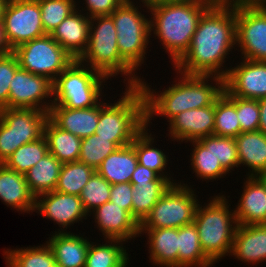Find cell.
<instances>
[{"label": "cell", "instance_id": "6da1fadb", "mask_svg": "<svg viewBox=\"0 0 266 267\" xmlns=\"http://www.w3.org/2000/svg\"><path fill=\"white\" fill-rule=\"evenodd\" d=\"M235 47L236 3H221L203 13L187 52L173 68L189 75L225 78L229 71L225 58Z\"/></svg>", "mask_w": 266, "mask_h": 267}, {"label": "cell", "instance_id": "7a4b0ae2", "mask_svg": "<svg viewBox=\"0 0 266 267\" xmlns=\"http://www.w3.org/2000/svg\"><path fill=\"white\" fill-rule=\"evenodd\" d=\"M176 72L181 76L176 78L178 82L175 80V84L159 92L156 88L152 89L142 77L139 87L145 99L146 127L150 126L154 116L160 115L169 122L183 111L213 105L224 91V78L222 77Z\"/></svg>", "mask_w": 266, "mask_h": 267}, {"label": "cell", "instance_id": "3957f363", "mask_svg": "<svg viewBox=\"0 0 266 267\" xmlns=\"http://www.w3.org/2000/svg\"><path fill=\"white\" fill-rule=\"evenodd\" d=\"M210 7L161 1L146 10L150 14V30L159 39L174 66L187 52L203 13Z\"/></svg>", "mask_w": 266, "mask_h": 267}, {"label": "cell", "instance_id": "277c9868", "mask_svg": "<svg viewBox=\"0 0 266 267\" xmlns=\"http://www.w3.org/2000/svg\"><path fill=\"white\" fill-rule=\"evenodd\" d=\"M100 101L96 135L109 138L118 148L132 144L145 127V99L139 86H126L114 103ZM104 101V102H103Z\"/></svg>", "mask_w": 266, "mask_h": 267}, {"label": "cell", "instance_id": "5b68a950", "mask_svg": "<svg viewBox=\"0 0 266 267\" xmlns=\"http://www.w3.org/2000/svg\"><path fill=\"white\" fill-rule=\"evenodd\" d=\"M222 194L209 197L211 200L203 206L199 202L193 221L202 250L214 265L226 255L230 256L238 225L235 211L229 208L225 193Z\"/></svg>", "mask_w": 266, "mask_h": 267}, {"label": "cell", "instance_id": "8992f818", "mask_svg": "<svg viewBox=\"0 0 266 267\" xmlns=\"http://www.w3.org/2000/svg\"><path fill=\"white\" fill-rule=\"evenodd\" d=\"M78 60L110 80L120 74L124 76L123 83L127 81L126 86L140 85L141 78L137 72L119 55L117 31L111 15L91 18L88 46Z\"/></svg>", "mask_w": 266, "mask_h": 267}, {"label": "cell", "instance_id": "52a82bcc", "mask_svg": "<svg viewBox=\"0 0 266 267\" xmlns=\"http://www.w3.org/2000/svg\"><path fill=\"white\" fill-rule=\"evenodd\" d=\"M109 78L78 59L53 81V104L70 109L96 106L106 94L102 90ZM104 83V84H103Z\"/></svg>", "mask_w": 266, "mask_h": 267}, {"label": "cell", "instance_id": "ba28073f", "mask_svg": "<svg viewBox=\"0 0 266 267\" xmlns=\"http://www.w3.org/2000/svg\"><path fill=\"white\" fill-rule=\"evenodd\" d=\"M137 3L122 2L111 14L117 31L119 55L135 72L145 63L147 46L151 42L150 38H153L150 17L147 18V15L139 11L142 10L141 3Z\"/></svg>", "mask_w": 266, "mask_h": 267}, {"label": "cell", "instance_id": "9c48e42d", "mask_svg": "<svg viewBox=\"0 0 266 267\" xmlns=\"http://www.w3.org/2000/svg\"><path fill=\"white\" fill-rule=\"evenodd\" d=\"M179 181L161 196L140 223V229L180 228L193 223L199 204L198 195L191 185Z\"/></svg>", "mask_w": 266, "mask_h": 267}, {"label": "cell", "instance_id": "30bf717a", "mask_svg": "<svg viewBox=\"0 0 266 267\" xmlns=\"http://www.w3.org/2000/svg\"><path fill=\"white\" fill-rule=\"evenodd\" d=\"M49 113L37 109H0V164L20 146L44 136Z\"/></svg>", "mask_w": 266, "mask_h": 267}, {"label": "cell", "instance_id": "8fae6325", "mask_svg": "<svg viewBox=\"0 0 266 267\" xmlns=\"http://www.w3.org/2000/svg\"><path fill=\"white\" fill-rule=\"evenodd\" d=\"M19 66L52 82L73 62V58L52 38L43 37L23 43L13 50Z\"/></svg>", "mask_w": 266, "mask_h": 267}, {"label": "cell", "instance_id": "7c38bea8", "mask_svg": "<svg viewBox=\"0 0 266 267\" xmlns=\"http://www.w3.org/2000/svg\"><path fill=\"white\" fill-rule=\"evenodd\" d=\"M236 46L242 59L266 62V2L236 3Z\"/></svg>", "mask_w": 266, "mask_h": 267}, {"label": "cell", "instance_id": "4fadbf2b", "mask_svg": "<svg viewBox=\"0 0 266 267\" xmlns=\"http://www.w3.org/2000/svg\"><path fill=\"white\" fill-rule=\"evenodd\" d=\"M2 25L12 51L23 43L46 35L38 0H8Z\"/></svg>", "mask_w": 266, "mask_h": 267}, {"label": "cell", "instance_id": "5bb4252c", "mask_svg": "<svg viewBox=\"0 0 266 267\" xmlns=\"http://www.w3.org/2000/svg\"><path fill=\"white\" fill-rule=\"evenodd\" d=\"M52 85L47 77L19 67L10 82L8 108L37 109L49 113L53 104Z\"/></svg>", "mask_w": 266, "mask_h": 267}, {"label": "cell", "instance_id": "9a60e30c", "mask_svg": "<svg viewBox=\"0 0 266 267\" xmlns=\"http://www.w3.org/2000/svg\"><path fill=\"white\" fill-rule=\"evenodd\" d=\"M34 212L58 224L60 229L55 232L60 233L67 232L66 229L71 225L79 221L83 223V219L86 220L89 217L80 196L63 194L56 190L36 196Z\"/></svg>", "mask_w": 266, "mask_h": 267}, {"label": "cell", "instance_id": "2e32d148", "mask_svg": "<svg viewBox=\"0 0 266 267\" xmlns=\"http://www.w3.org/2000/svg\"><path fill=\"white\" fill-rule=\"evenodd\" d=\"M229 66L224 78V90L230 95L245 99L266 98V62L241 59ZM238 64V65H237Z\"/></svg>", "mask_w": 266, "mask_h": 267}, {"label": "cell", "instance_id": "e0dca14e", "mask_svg": "<svg viewBox=\"0 0 266 267\" xmlns=\"http://www.w3.org/2000/svg\"><path fill=\"white\" fill-rule=\"evenodd\" d=\"M88 215H93L96 228L102 232L104 240H121L126 243L140 236V224L137 220L111 201L97 207Z\"/></svg>", "mask_w": 266, "mask_h": 267}, {"label": "cell", "instance_id": "ac0fdd59", "mask_svg": "<svg viewBox=\"0 0 266 267\" xmlns=\"http://www.w3.org/2000/svg\"><path fill=\"white\" fill-rule=\"evenodd\" d=\"M215 118V103L198 109H190L177 114L169 121L167 134L172 141L179 144L199 140L213 135ZM181 140V141H180Z\"/></svg>", "mask_w": 266, "mask_h": 267}, {"label": "cell", "instance_id": "d6986e66", "mask_svg": "<svg viewBox=\"0 0 266 267\" xmlns=\"http://www.w3.org/2000/svg\"><path fill=\"white\" fill-rule=\"evenodd\" d=\"M77 8L54 30L52 38L75 60L85 52L89 42L91 18Z\"/></svg>", "mask_w": 266, "mask_h": 267}, {"label": "cell", "instance_id": "ffe728a7", "mask_svg": "<svg viewBox=\"0 0 266 267\" xmlns=\"http://www.w3.org/2000/svg\"><path fill=\"white\" fill-rule=\"evenodd\" d=\"M100 114V102L94 107L70 109L52 105L49 119L60 129L70 132L80 139L95 134Z\"/></svg>", "mask_w": 266, "mask_h": 267}, {"label": "cell", "instance_id": "44dd1931", "mask_svg": "<svg viewBox=\"0 0 266 267\" xmlns=\"http://www.w3.org/2000/svg\"><path fill=\"white\" fill-rule=\"evenodd\" d=\"M244 179L242 194L235 211L238 225L266 224V190L264 185L255 177Z\"/></svg>", "mask_w": 266, "mask_h": 267}, {"label": "cell", "instance_id": "7402d4cb", "mask_svg": "<svg viewBox=\"0 0 266 267\" xmlns=\"http://www.w3.org/2000/svg\"><path fill=\"white\" fill-rule=\"evenodd\" d=\"M230 255L250 265L266 261V224L237 225Z\"/></svg>", "mask_w": 266, "mask_h": 267}, {"label": "cell", "instance_id": "603a6c76", "mask_svg": "<svg viewBox=\"0 0 266 267\" xmlns=\"http://www.w3.org/2000/svg\"><path fill=\"white\" fill-rule=\"evenodd\" d=\"M0 199L11 209L33 213L35 196L30 192L25 175L0 164Z\"/></svg>", "mask_w": 266, "mask_h": 267}, {"label": "cell", "instance_id": "cb8c5ba5", "mask_svg": "<svg viewBox=\"0 0 266 267\" xmlns=\"http://www.w3.org/2000/svg\"><path fill=\"white\" fill-rule=\"evenodd\" d=\"M83 236L70 231L52 232L46 242L53 251L57 267H85L90 241Z\"/></svg>", "mask_w": 266, "mask_h": 267}, {"label": "cell", "instance_id": "d4e9b609", "mask_svg": "<svg viewBox=\"0 0 266 267\" xmlns=\"http://www.w3.org/2000/svg\"><path fill=\"white\" fill-rule=\"evenodd\" d=\"M146 235L149 262L159 267H178V228L140 229Z\"/></svg>", "mask_w": 266, "mask_h": 267}, {"label": "cell", "instance_id": "484cf974", "mask_svg": "<svg viewBox=\"0 0 266 267\" xmlns=\"http://www.w3.org/2000/svg\"><path fill=\"white\" fill-rule=\"evenodd\" d=\"M239 167L249 170L245 176L266 173V134L262 131L240 133L235 137Z\"/></svg>", "mask_w": 266, "mask_h": 267}, {"label": "cell", "instance_id": "4316f807", "mask_svg": "<svg viewBox=\"0 0 266 267\" xmlns=\"http://www.w3.org/2000/svg\"><path fill=\"white\" fill-rule=\"evenodd\" d=\"M137 165L138 157L135 149L131 144H128L117 148L107 156L96 171L111 185L130 183Z\"/></svg>", "mask_w": 266, "mask_h": 267}, {"label": "cell", "instance_id": "83f0119b", "mask_svg": "<svg viewBox=\"0 0 266 267\" xmlns=\"http://www.w3.org/2000/svg\"><path fill=\"white\" fill-rule=\"evenodd\" d=\"M191 142L194 148L190 153V165L193 173L197 179L216 181V179L224 178L229 173L222 167L219 160L213 156L212 153V135L202 137L199 140H192Z\"/></svg>", "mask_w": 266, "mask_h": 267}, {"label": "cell", "instance_id": "f1b7e54d", "mask_svg": "<svg viewBox=\"0 0 266 267\" xmlns=\"http://www.w3.org/2000/svg\"><path fill=\"white\" fill-rule=\"evenodd\" d=\"M149 132V133H148ZM148 127H144L134 138L132 146L138 157V163L155 171L159 176L165 177L172 185L179 183L166 172L169 157L161 149L154 147L155 137ZM165 171V172H164ZM167 174V175H165Z\"/></svg>", "mask_w": 266, "mask_h": 267}, {"label": "cell", "instance_id": "f546056e", "mask_svg": "<svg viewBox=\"0 0 266 267\" xmlns=\"http://www.w3.org/2000/svg\"><path fill=\"white\" fill-rule=\"evenodd\" d=\"M204 254L194 223L178 228V267H212Z\"/></svg>", "mask_w": 266, "mask_h": 267}, {"label": "cell", "instance_id": "4dcf8cb0", "mask_svg": "<svg viewBox=\"0 0 266 267\" xmlns=\"http://www.w3.org/2000/svg\"><path fill=\"white\" fill-rule=\"evenodd\" d=\"M62 163L51 153L46 154L24 175L30 192L36 197L55 190Z\"/></svg>", "mask_w": 266, "mask_h": 267}, {"label": "cell", "instance_id": "1f68e13d", "mask_svg": "<svg viewBox=\"0 0 266 267\" xmlns=\"http://www.w3.org/2000/svg\"><path fill=\"white\" fill-rule=\"evenodd\" d=\"M48 150L62 164L78 161L81 141L79 137L57 127L50 119L44 127Z\"/></svg>", "mask_w": 266, "mask_h": 267}, {"label": "cell", "instance_id": "d6a6232c", "mask_svg": "<svg viewBox=\"0 0 266 267\" xmlns=\"http://www.w3.org/2000/svg\"><path fill=\"white\" fill-rule=\"evenodd\" d=\"M105 241V244L90 241L85 267H127L131 264L124 241Z\"/></svg>", "mask_w": 266, "mask_h": 267}, {"label": "cell", "instance_id": "836d02e7", "mask_svg": "<svg viewBox=\"0 0 266 267\" xmlns=\"http://www.w3.org/2000/svg\"><path fill=\"white\" fill-rule=\"evenodd\" d=\"M132 184V216L140 224L172 185L168 180Z\"/></svg>", "mask_w": 266, "mask_h": 267}, {"label": "cell", "instance_id": "e575fe53", "mask_svg": "<svg viewBox=\"0 0 266 267\" xmlns=\"http://www.w3.org/2000/svg\"><path fill=\"white\" fill-rule=\"evenodd\" d=\"M3 252L7 267H57L47 242L41 246L6 249Z\"/></svg>", "mask_w": 266, "mask_h": 267}, {"label": "cell", "instance_id": "d590c367", "mask_svg": "<svg viewBox=\"0 0 266 267\" xmlns=\"http://www.w3.org/2000/svg\"><path fill=\"white\" fill-rule=\"evenodd\" d=\"M96 170L79 161L63 163L55 190L63 194L80 196L83 187Z\"/></svg>", "mask_w": 266, "mask_h": 267}, {"label": "cell", "instance_id": "8d00e7d4", "mask_svg": "<svg viewBox=\"0 0 266 267\" xmlns=\"http://www.w3.org/2000/svg\"><path fill=\"white\" fill-rule=\"evenodd\" d=\"M49 153L46 137L26 143L16 149L3 163L7 168L25 174Z\"/></svg>", "mask_w": 266, "mask_h": 267}, {"label": "cell", "instance_id": "74e56055", "mask_svg": "<svg viewBox=\"0 0 266 267\" xmlns=\"http://www.w3.org/2000/svg\"><path fill=\"white\" fill-rule=\"evenodd\" d=\"M240 133L236 106L222 93L215 102L213 135L235 138Z\"/></svg>", "mask_w": 266, "mask_h": 267}, {"label": "cell", "instance_id": "f35d334b", "mask_svg": "<svg viewBox=\"0 0 266 267\" xmlns=\"http://www.w3.org/2000/svg\"><path fill=\"white\" fill-rule=\"evenodd\" d=\"M117 148L109 138L92 134L82 139L78 161L96 170L102 161Z\"/></svg>", "mask_w": 266, "mask_h": 267}, {"label": "cell", "instance_id": "ab89813d", "mask_svg": "<svg viewBox=\"0 0 266 267\" xmlns=\"http://www.w3.org/2000/svg\"><path fill=\"white\" fill-rule=\"evenodd\" d=\"M77 0H38L45 34L54 30L77 8Z\"/></svg>", "mask_w": 266, "mask_h": 267}, {"label": "cell", "instance_id": "60d3db41", "mask_svg": "<svg viewBox=\"0 0 266 267\" xmlns=\"http://www.w3.org/2000/svg\"><path fill=\"white\" fill-rule=\"evenodd\" d=\"M110 192L111 184L95 171L80 194L85 211L89 214L97 207L110 201Z\"/></svg>", "mask_w": 266, "mask_h": 267}, {"label": "cell", "instance_id": "b9f144b4", "mask_svg": "<svg viewBox=\"0 0 266 267\" xmlns=\"http://www.w3.org/2000/svg\"><path fill=\"white\" fill-rule=\"evenodd\" d=\"M223 94L236 106L241 133L259 130V100L230 96L225 90Z\"/></svg>", "mask_w": 266, "mask_h": 267}, {"label": "cell", "instance_id": "7bdbcfd3", "mask_svg": "<svg viewBox=\"0 0 266 267\" xmlns=\"http://www.w3.org/2000/svg\"><path fill=\"white\" fill-rule=\"evenodd\" d=\"M212 153L228 173L239 167L235 138L212 135Z\"/></svg>", "mask_w": 266, "mask_h": 267}, {"label": "cell", "instance_id": "ee69618b", "mask_svg": "<svg viewBox=\"0 0 266 267\" xmlns=\"http://www.w3.org/2000/svg\"><path fill=\"white\" fill-rule=\"evenodd\" d=\"M19 67L17 56L13 51L0 56V109L8 108L10 82Z\"/></svg>", "mask_w": 266, "mask_h": 267}, {"label": "cell", "instance_id": "f6af8a7d", "mask_svg": "<svg viewBox=\"0 0 266 267\" xmlns=\"http://www.w3.org/2000/svg\"><path fill=\"white\" fill-rule=\"evenodd\" d=\"M85 1V2H84ZM86 7L82 6L85 15L88 17L111 15L117 7L122 3V0H83Z\"/></svg>", "mask_w": 266, "mask_h": 267}, {"label": "cell", "instance_id": "bcb514c9", "mask_svg": "<svg viewBox=\"0 0 266 267\" xmlns=\"http://www.w3.org/2000/svg\"><path fill=\"white\" fill-rule=\"evenodd\" d=\"M110 201L132 215V184L127 182L111 185Z\"/></svg>", "mask_w": 266, "mask_h": 267}, {"label": "cell", "instance_id": "7dc6e473", "mask_svg": "<svg viewBox=\"0 0 266 267\" xmlns=\"http://www.w3.org/2000/svg\"><path fill=\"white\" fill-rule=\"evenodd\" d=\"M154 180H167L165 177L159 176L155 171L144 167L138 163L132 174L130 183H147Z\"/></svg>", "mask_w": 266, "mask_h": 267}, {"label": "cell", "instance_id": "c3c4849f", "mask_svg": "<svg viewBox=\"0 0 266 267\" xmlns=\"http://www.w3.org/2000/svg\"><path fill=\"white\" fill-rule=\"evenodd\" d=\"M170 3L216 6L220 4V0H164Z\"/></svg>", "mask_w": 266, "mask_h": 267}, {"label": "cell", "instance_id": "681fc988", "mask_svg": "<svg viewBox=\"0 0 266 267\" xmlns=\"http://www.w3.org/2000/svg\"><path fill=\"white\" fill-rule=\"evenodd\" d=\"M260 121L259 130L266 134V98L259 100Z\"/></svg>", "mask_w": 266, "mask_h": 267}, {"label": "cell", "instance_id": "f907efd6", "mask_svg": "<svg viewBox=\"0 0 266 267\" xmlns=\"http://www.w3.org/2000/svg\"><path fill=\"white\" fill-rule=\"evenodd\" d=\"M11 52L12 49L6 41L2 20H0V56L7 55Z\"/></svg>", "mask_w": 266, "mask_h": 267}, {"label": "cell", "instance_id": "816d5d0a", "mask_svg": "<svg viewBox=\"0 0 266 267\" xmlns=\"http://www.w3.org/2000/svg\"><path fill=\"white\" fill-rule=\"evenodd\" d=\"M139 1L142 2V6L146 7V9H149L163 0H139ZM122 2L127 4L135 3L134 0H122Z\"/></svg>", "mask_w": 266, "mask_h": 267}, {"label": "cell", "instance_id": "f5cc1de1", "mask_svg": "<svg viewBox=\"0 0 266 267\" xmlns=\"http://www.w3.org/2000/svg\"><path fill=\"white\" fill-rule=\"evenodd\" d=\"M252 2H266V0H220V4L252 3Z\"/></svg>", "mask_w": 266, "mask_h": 267}, {"label": "cell", "instance_id": "db71d44e", "mask_svg": "<svg viewBox=\"0 0 266 267\" xmlns=\"http://www.w3.org/2000/svg\"><path fill=\"white\" fill-rule=\"evenodd\" d=\"M7 2L8 0H0V20H2V16Z\"/></svg>", "mask_w": 266, "mask_h": 267}, {"label": "cell", "instance_id": "11a10c76", "mask_svg": "<svg viewBox=\"0 0 266 267\" xmlns=\"http://www.w3.org/2000/svg\"><path fill=\"white\" fill-rule=\"evenodd\" d=\"M255 177L264 185L266 190V173L259 174Z\"/></svg>", "mask_w": 266, "mask_h": 267}]
</instances>
